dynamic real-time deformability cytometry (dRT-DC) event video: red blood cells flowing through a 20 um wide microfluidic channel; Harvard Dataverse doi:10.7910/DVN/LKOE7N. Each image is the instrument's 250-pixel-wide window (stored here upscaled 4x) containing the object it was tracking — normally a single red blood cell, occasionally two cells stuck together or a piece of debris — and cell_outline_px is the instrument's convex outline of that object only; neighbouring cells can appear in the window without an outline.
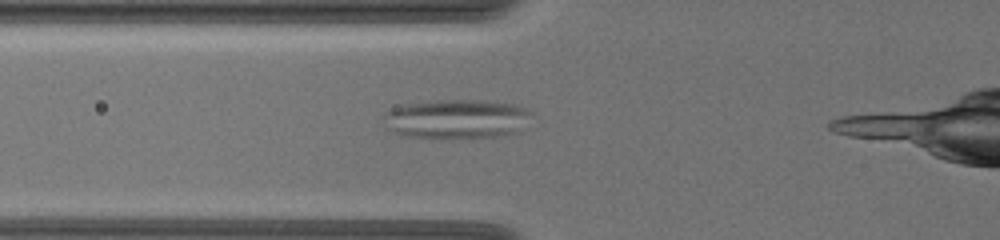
{"species": "common noctule bat (a hibernating species)", "species_latin": "Nyctalus noctula", "temperature_condition": "warm", "stored_images_in_passage": 35, "camera_frame_rate_fps": 3000, "um_per_image_px": 0.085, "animal": {"sex": "female", "body_mass_g": 19.5, "forearm_length_mm": 54.1}, "frame": {"image": 1, "passage_image": 5, "time_ms": 1.333, "image_size_px": [1000, 240], "cell_outline_px": [[528, 112], [512, 132], [492, 136], [468, 140], [448, 140], [408, 136], [396, 132], [388, 128], [388, 112], [392, 108], [404, 104], [436, 100], [484, 100], [512, 104], [524, 108]], "centroid_in_image_um": [38.7, 10.13], "position_along_channel_um": 87.1, "area_um2": 33.0}}
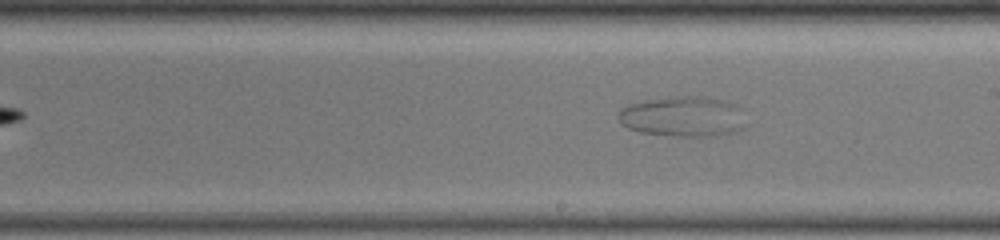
{"frame": {"image": 2, "passage_image": 18, "time_ms": 5.667, "image_size_px": [1000, 240], "cell_outline_px": [[744, 108], [740, 128], [736, 132], [716, 136], [680, 136], [640, 132], [628, 128], [620, 120], [620, 112], [624, 108], [632, 104], [648, 100], [672, 96], [704, 96], [728, 100]], "centroid_in_image_um": [58.13, 9.89], "position_along_channel_um": 230.9, "area_um2": 29.77}}
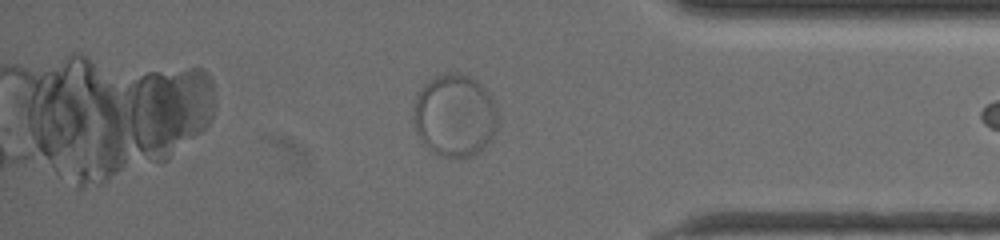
{"frame": {"image": 3, "passage_image": 34, "time_ms": 11.0, "image_size_px": [1000, 240], "cell_outline_px": [[496, 128], [492, 140], [480, 152], [472, 156], [444, 156], [432, 152], [424, 144], [416, 132], [412, 116], [416, 92], [428, 80], [436, 76], [448, 72], [456, 72], [468, 76], [476, 80], [488, 92], [496, 108]], "centroid_in_image_um": [38.62, 9.8], "position_along_channel_um": 396.6, "area_um2": 40.75}}